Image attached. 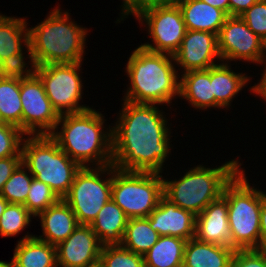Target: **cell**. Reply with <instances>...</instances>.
<instances>
[{"label": "cell", "instance_id": "obj_1", "mask_svg": "<svg viewBox=\"0 0 266 267\" xmlns=\"http://www.w3.org/2000/svg\"><path fill=\"white\" fill-rule=\"evenodd\" d=\"M112 129V165L120 170L159 173L170 150L168 128L154 104L124 100Z\"/></svg>", "mask_w": 266, "mask_h": 267}, {"label": "cell", "instance_id": "obj_2", "mask_svg": "<svg viewBox=\"0 0 266 267\" xmlns=\"http://www.w3.org/2000/svg\"><path fill=\"white\" fill-rule=\"evenodd\" d=\"M103 121L102 114L91 108L79 113L60 115L57 126L63 122L62 130L53 132L50 136L81 167H86L87 162L93 163L94 160H97L95 162L100 167L111 165L112 130L105 134L102 130Z\"/></svg>", "mask_w": 266, "mask_h": 267}, {"label": "cell", "instance_id": "obj_3", "mask_svg": "<svg viewBox=\"0 0 266 267\" xmlns=\"http://www.w3.org/2000/svg\"><path fill=\"white\" fill-rule=\"evenodd\" d=\"M173 55L149 51L139 46L131 54L126 72L130 88L125 100L139 104L170 103L179 95L180 82L172 64Z\"/></svg>", "mask_w": 266, "mask_h": 267}, {"label": "cell", "instance_id": "obj_4", "mask_svg": "<svg viewBox=\"0 0 266 267\" xmlns=\"http://www.w3.org/2000/svg\"><path fill=\"white\" fill-rule=\"evenodd\" d=\"M38 26L29 28L27 50L32 67L82 62L86 30L69 22L67 12L55 9Z\"/></svg>", "mask_w": 266, "mask_h": 267}, {"label": "cell", "instance_id": "obj_5", "mask_svg": "<svg viewBox=\"0 0 266 267\" xmlns=\"http://www.w3.org/2000/svg\"><path fill=\"white\" fill-rule=\"evenodd\" d=\"M239 165L232 160L213 169L197 166L177 181L163 180V195L178 207L198 215L222 195L224 186L239 171Z\"/></svg>", "mask_w": 266, "mask_h": 267}, {"label": "cell", "instance_id": "obj_6", "mask_svg": "<svg viewBox=\"0 0 266 267\" xmlns=\"http://www.w3.org/2000/svg\"><path fill=\"white\" fill-rule=\"evenodd\" d=\"M24 141L21 148L24 167L63 199L82 167L62 151L50 135H35Z\"/></svg>", "mask_w": 266, "mask_h": 267}, {"label": "cell", "instance_id": "obj_7", "mask_svg": "<svg viewBox=\"0 0 266 267\" xmlns=\"http://www.w3.org/2000/svg\"><path fill=\"white\" fill-rule=\"evenodd\" d=\"M222 195L227 199L231 247L259 249L262 192L251 188L243 171H238Z\"/></svg>", "mask_w": 266, "mask_h": 267}, {"label": "cell", "instance_id": "obj_8", "mask_svg": "<svg viewBox=\"0 0 266 267\" xmlns=\"http://www.w3.org/2000/svg\"><path fill=\"white\" fill-rule=\"evenodd\" d=\"M109 172L113 174L111 199L128 219L148 217L163 195L162 176L159 173L120 170L112 164Z\"/></svg>", "mask_w": 266, "mask_h": 267}, {"label": "cell", "instance_id": "obj_9", "mask_svg": "<svg viewBox=\"0 0 266 267\" xmlns=\"http://www.w3.org/2000/svg\"><path fill=\"white\" fill-rule=\"evenodd\" d=\"M90 168L87 165L76 173L68 194L63 198L71 207L78 223L84 225H90L94 221L105 203L111 199L112 190V178L101 180L99 177L100 172L109 171L111 165Z\"/></svg>", "mask_w": 266, "mask_h": 267}, {"label": "cell", "instance_id": "obj_10", "mask_svg": "<svg viewBox=\"0 0 266 267\" xmlns=\"http://www.w3.org/2000/svg\"><path fill=\"white\" fill-rule=\"evenodd\" d=\"M80 65L81 62L52 63L35 67V74L42 81L46 95L59 115L90 109L78 104L83 86L77 72Z\"/></svg>", "mask_w": 266, "mask_h": 267}, {"label": "cell", "instance_id": "obj_11", "mask_svg": "<svg viewBox=\"0 0 266 267\" xmlns=\"http://www.w3.org/2000/svg\"><path fill=\"white\" fill-rule=\"evenodd\" d=\"M134 15L147 22L149 34L155 44H143L141 47L167 55H173L179 49L187 29L178 4L149 5Z\"/></svg>", "mask_w": 266, "mask_h": 267}, {"label": "cell", "instance_id": "obj_12", "mask_svg": "<svg viewBox=\"0 0 266 267\" xmlns=\"http://www.w3.org/2000/svg\"><path fill=\"white\" fill-rule=\"evenodd\" d=\"M20 95L22 131L30 136L50 135L55 132L60 115L52 106L42 81L35 73L20 82Z\"/></svg>", "mask_w": 266, "mask_h": 267}, {"label": "cell", "instance_id": "obj_13", "mask_svg": "<svg viewBox=\"0 0 266 267\" xmlns=\"http://www.w3.org/2000/svg\"><path fill=\"white\" fill-rule=\"evenodd\" d=\"M217 40L221 59L261 63L266 57V42L250 30L240 16H229L226 19Z\"/></svg>", "mask_w": 266, "mask_h": 267}, {"label": "cell", "instance_id": "obj_14", "mask_svg": "<svg viewBox=\"0 0 266 267\" xmlns=\"http://www.w3.org/2000/svg\"><path fill=\"white\" fill-rule=\"evenodd\" d=\"M102 245L90 225L79 224L56 246L57 266L87 267L99 261Z\"/></svg>", "mask_w": 266, "mask_h": 267}, {"label": "cell", "instance_id": "obj_15", "mask_svg": "<svg viewBox=\"0 0 266 267\" xmlns=\"http://www.w3.org/2000/svg\"><path fill=\"white\" fill-rule=\"evenodd\" d=\"M215 57L221 60L217 35L205 31L187 30L179 49L173 54L174 61L186 72L206 70L215 64Z\"/></svg>", "mask_w": 266, "mask_h": 267}, {"label": "cell", "instance_id": "obj_16", "mask_svg": "<svg viewBox=\"0 0 266 267\" xmlns=\"http://www.w3.org/2000/svg\"><path fill=\"white\" fill-rule=\"evenodd\" d=\"M151 228L160 236H173L189 240L195 236L196 215L178 207L164 195L148 216Z\"/></svg>", "mask_w": 266, "mask_h": 267}, {"label": "cell", "instance_id": "obj_17", "mask_svg": "<svg viewBox=\"0 0 266 267\" xmlns=\"http://www.w3.org/2000/svg\"><path fill=\"white\" fill-rule=\"evenodd\" d=\"M194 237L199 241L231 247L228 205L223 195L196 215Z\"/></svg>", "mask_w": 266, "mask_h": 267}, {"label": "cell", "instance_id": "obj_18", "mask_svg": "<svg viewBox=\"0 0 266 267\" xmlns=\"http://www.w3.org/2000/svg\"><path fill=\"white\" fill-rule=\"evenodd\" d=\"M38 216L41 217L43 236L46 238H37L55 246L66 240L79 225L71 207L63 199L49 206Z\"/></svg>", "mask_w": 266, "mask_h": 267}, {"label": "cell", "instance_id": "obj_19", "mask_svg": "<svg viewBox=\"0 0 266 267\" xmlns=\"http://www.w3.org/2000/svg\"><path fill=\"white\" fill-rule=\"evenodd\" d=\"M235 249L191 238L184 247L182 267H231Z\"/></svg>", "mask_w": 266, "mask_h": 267}, {"label": "cell", "instance_id": "obj_20", "mask_svg": "<svg viewBox=\"0 0 266 267\" xmlns=\"http://www.w3.org/2000/svg\"><path fill=\"white\" fill-rule=\"evenodd\" d=\"M187 30L205 31L218 35L229 17L224 11L201 0H181L178 3Z\"/></svg>", "mask_w": 266, "mask_h": 267}, {"label": "cell", "instance_id": "obj_21", "mask_svg": "<svg viewBox=\"0 0 266 267\" xmlns=\"http://www.w3.org/2000/svg\"><path fill=\"white\" fill-rule=\"evenodd\" d=\"M128 217L124 211L110 199L90 224L102 246L121 245Z\"/></svg>", "mask_w": 266, "mask_h": 267}, {"label": "cell", "instance_id": "obj_22", "mask_svg": "<svg viewBox=\"0 0 266 267\" xmlns=\"http://www.w3.org/2000/svg\"><path fill=\"white\" fill-rule=\"evenodd\" d=\"M16 246L12 262L18 267H58L55 245L26 235Z\"/></svg>", "mask_w": 266, "mask_h": 267}, {"label": "cell", "instance_id": "obj_23", "mask_svg": "<svg viewBox=\"0 0 266 267\" xmlns=\"http://www.w3.org/2000/svg\"><path fill=\"white\" fill-rule=\"evenodd\" d=\"M179 97L182 96L196 108L214 107L210 68L184 72L180 79Z\"/></svg>", "mask_w": 266, "mask_h": 267}, {"label": "cell", "instance_id": "obj_24", "mask_svg": "<svg viewBox=\"0 0 266 267\" xmlns=\"http://www.w3.org/2000/svg\"><path fill=\"white\" fill-rule=\"evenodd\" d=\"M210 80L212 95H214V107H227L230 101L242 87L248 82L243 74H236L226 64H217L210 67Z\"/></svg>", "mask_w": 266, "mask_h": 267}, {"label": "cell", "instance_id": "obj_25", "mask_svg": "<svg viewBox=\"0 0 266 267\" xmlns=\"http://www.w3.org/2000/svg\"><path fill=\"white\" fill-rule=\"evenodd\" d=\"M186 241L169 235L160 236L143 255L145 267H182Z\"/></svg>", "mask_w": 266, "mask_h": 267}, {"label": "cell", "instance_id": "obj_26", "mask_svg": "<svg viewBox=\"0 0 266 267\" xmlns=\"http://www.w3.org/2000/svg\"><path fill=\"white\" fill-rule=\"evenodd\" d=\"M26 25L25 19L0 15V62L22 52V38L25 46L29 45V29H26Z\"/></svg>", "mask_w": 266, "mask_h": 267}, {"label": "cell", "instance_id": "obj_27", "mask_svg": "<svg viewBox=\"0 0 266 267\" xmlns=\"http://www.w3.org/2000/svg\"><path fill=\"white\" fill-rule=\"evenodd\" d=\"M160 235L151 228L148 217L128 219L121 246L144 255L159 239Z\"/></svg>", "mask_w": 266, "mask_h": 267}, {"label": "cell", "instance_id": "obj_28", "mask_svg": "<svg viewBox=\"0 0 266 267\" xmlns=\"http://www.w3.org/2000/svg\"><path fill=\"white\" fill-rule=\"evenodd\" d=\"M0 115L3 123L22 130L20 82L0 79Z\"/></svg>", "mask_w": 266, "mask_h": 267}, {"label": "cell", "instance_id": "obj_29", "mask_svg": "<svg viewBox=\"0 0 266 267\" xmlns=\"http://www.w3.org/2000/svg\"><path fill=\"white\" fill-rule=\"evenodd\" d=\"M33 178L28 176L21 163L5 182L1 195L9 203L24 205Z\"/></svg>", "mask_w": 266, "mask_h": 267}, {"label": "cell", "instance_id": "obj_30", "mask_svg": "<svg viewBox=\"0 0 266 267\" xmlns=\"http://www.w3.org/2000/svg\"><path fill=\"white\" fill-rule=\"evenodd\" d=\"M99 261L103 267H145L143 255L121 245L103 246Z\"/></svg>", "mask_w": 266, "mask_h": 267}, {"label": "cell", "instance_id": "obj_31", "mask_svg": "<svg viewBox=\"0 0 266 267\" xmlns=\"http://www.w3.org/2000/svg\"><path fill=\"white\" fill-rule=\"evenodd\" d=\"M59 200L60 198L47 184L33 178L24 206L36 217Z\"/></svg>", "mask_w": 266, "mask_h": 267}, {"label": "cell", "instance_id": "obj_32", "mask_svg": "<svg viewBox=\"0 0 266 267\" xmlns=\"http://www.w3.org/2000/svg\"><path fill=\"white\" fill-rule=\"evenodd\" d=\"M31 215L24 205L9 203L0 217V235L7 237L18 234L29 224Z\"/></svg>", "mask_w": 266, "mask_h": 267}, {"label": "cell", "instance_id": "obj_33", "mask_svg": "<svg viewBox=\"0 0 266 267\" xmlns=\"http://www.w3.org/2000/svg\"><path fill=\"white\" fill-rule=\"evenodd\" d=\"M25 133L16 126L0 123V159L21 155L20 145Z\"/></svg>", "mask_w": 266, "mask_h": 267}, {"label": "cell", "instance_id": "obj_34", "mask_svg": "<svg viewBox=\"0 0 266 267\" xmlns=\"http://www.w3.org/2000/svg\"><path fill=\"white\" fill-rule=\"evenodd\" d=\"M240 17L250 30L266 42V0H258Z\"/></svg>", "mask_w": 266, "mask_h": 267}, {"label": "cell", "instance_id": "obj_35", "mask_svg": "<svg viewBox=\"0 0 266 267\" xmlns=\"http://www.w3.org/2000/svg\"><path fill=\"white\" fill-rule=\"evenodd\" d=\"M23 60L22 52L2 60L0 62V79L21 82L24 78L33 75L35 68L32 69L33 71L30 69L24 70L26 64Z\"/></svg>", "mask_w": 266, "mask_h": 267}, {"label": "cell", "instance_id": "obj_36", "mask_svg": "<svg viewBox=\"0 0 266 267\" xmlns=\"http://www.w3.org/2000/svg\"><path fill=\"white\" fill-rule=\"evenodd\" d=\"M231 267H266V250L237 249L232 258Z\"/></svg>", "mask_w": 266, "mask_h": 267}, {"label": "cell", "instance_id": "obj_37", "mask_svg": "<svg viewBox=\"0 0 266 267\" xmlns=\"http://www.w3.org/2000/svg\"><path fill=\"white\" fill-rule=\"evenodd\" d=\"M22 163V155L0 159V194L5 182L11 177L16 168Z\"/></svg>", "mask_w": 266, "mask_h": 267}, {"label": "cell", "instance_id": "obj_38", "mask_svg": "<svg viewBox=\"0 0 266 267\" xmlns=\"http://www.w3.org/2000/svg\"><path fill=\"white\" fill-rule=\"evenodd\" d=\"M123 13L133 15L140 9L154 4H178L181 0H123Z\"/></svg>", "mask_w": 266, "mask_h": 267}, {"label": "cell", "instance_id": "obj_39", "mask_svg": "<svg viewBox=\"0 0 266 267\" xmlns=\"http://www.w3.org/2000/svg\"><path fill=\"white\" fill-rule=\"evenodd\" d=\"M262 192V204L260 210V235L259 249L266 250V194Z\"/></svg>", "mask_w": 266, "mask_h": 267}, {"label": "cell", "instance_id": "obj_40", "mask_svg": "<svg viewBox=\"0 0 266 267\" xmlns=\"http://www.w3.org/2000/svg\"><path fill=\"white\" fill-rule=\"evenodd\" d=\"M258 0H229V16H240Z\"/></svg>", "mask_w": 266, "mask_h": 267}, {"label": "cell", "instance_id": "obj_41", "mask_svg": "<svg viewBox=\"0 0 266 267\" xmlns=\"http://www.w3.org/2000/svg\"><path fill=\"white\" fill-rule=\"evenodd\" d=\"M201 1L224 11L229 16V0H201Z\"/></svg>", "mask_w": 266, "mask_h": 267}, {"label": "cell", "instance_id": "obj_42", "mask_svg": "<svg viewBox=\"0 0 266 267\" xmlns=\"http://www.w3.org/2000/svg\"><path fill=\"white\" fill-rule=\"evenodd\" d=\"M251 90L254 93L259 94L260 96H262L266 100V69L264 71V74L262 76L260 83L256 86H253V88Z\"/></svg>", "mask_w": 266, "mask_h": 267}, {"label": "cell", "instance_id": "obj_43", "mask_svg": "<svg viewBox=\"0 0 266 267\" xmlns=\"http://www.w3.org/2000/svg\"><path fill=\"white\" fill-rule=\"evenodd\" d=\"M8 204H9V202H7L5 200V198L0 194V217L3 214V212L5 211Z\"/></svg>", "mask_w": 266, "mask_h": 267}, {"label": "cell", "instance_id": "obj_44", "mask_svg": "<svg viewBox=\"0 0 266 267\" xmlns=\"http://www.w3.org/2000/svg\"><path fill=\"white\" fill-rule=\"evenodd\" d=\"M0 267H18L15 263L12 261L7 263L5 261H0Z\"/></svg>", "mask_w": 266, "mask_h": 267}, {"label": "cell", "instance_id": "obj_45", "mask_svg": "<svg viewBox=\"0 0 266 267\" xmlns=\"http://www.w3.org/2000/svg\"><path fill=\"white\" fill-rule=\"evenodd\" d=\"M87 267H103V265L100 263V261H98L97 263L89 265Z\"/></svg>", "mask_w": 266, "mask_h": 267}]
</instances>
